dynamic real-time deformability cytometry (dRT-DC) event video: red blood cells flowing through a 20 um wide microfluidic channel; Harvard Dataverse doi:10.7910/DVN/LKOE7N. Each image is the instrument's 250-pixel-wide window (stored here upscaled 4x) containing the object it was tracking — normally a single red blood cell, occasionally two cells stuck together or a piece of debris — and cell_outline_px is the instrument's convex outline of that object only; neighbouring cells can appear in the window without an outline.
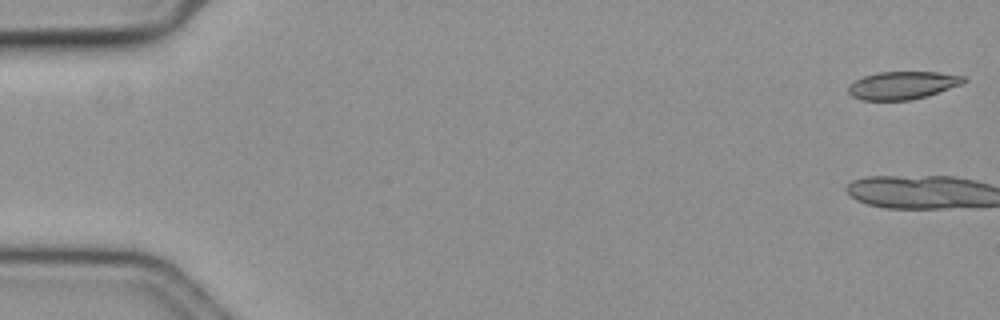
{"species": "common noctule bat (a hibernating species)", "species_latin": "Nyctalus noctula", "temperature_condition": "cold", "stored_images_in_passage": 3, "camera_frame_rate_fps": 3000, "um_per_image_px": 0.085, "animal": {"sex": "female", "body_mass_g": 19.3, "forearm_length_mm": 54.1}, "frame": {"image": 1, "passage_image": 1, "time_ms": 0.0, "image_size_px": [1000, 320], "cell_outline_px": [[968, 80], [960, 84], [928, 96], [912, 100], [860, 100], [852, 96], [848, 92], [848, 84], [864, 76], [876, 72], [936, 72], [964, 76]], "centroid_in_image_um": [76.69, 7.25], "position_along_channel_um": 8.3, "area_um2": 18.73}}